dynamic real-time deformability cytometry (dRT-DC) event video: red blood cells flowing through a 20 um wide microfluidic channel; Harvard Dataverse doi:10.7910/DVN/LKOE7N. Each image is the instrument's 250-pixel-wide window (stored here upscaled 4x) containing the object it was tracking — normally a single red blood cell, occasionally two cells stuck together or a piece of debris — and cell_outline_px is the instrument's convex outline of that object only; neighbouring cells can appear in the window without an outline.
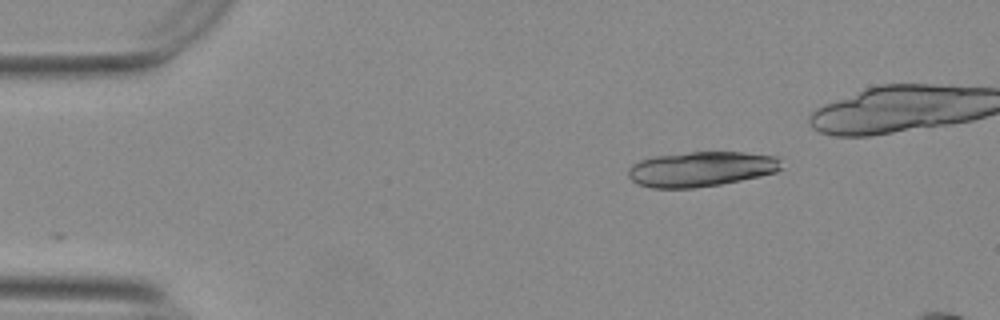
{"species": "Egyptian fruit bat (a non-hibernating species)", "species_latin": "Rousettus aegyptiacus", "temperature_condition": "warm", "stored_images_in_passage": 40, "camera_frame_rate_fps": 3000, "um_per_image_px": 0.085, "animal": {"sex": "female"}, "frame": {"image": 1, "passage_image": 1, "time_ms": 0.0, "image_size_px": [1000, 320], "cell_outline_px": [[784, 168], [776, 172], [760, 176], [720, 184], [692, 188], [652, 188], [640, 184], [632, 180], [628, 176], [628, 168], [632, 164], [640, 160], [656, 156], [688, 152], [744, 152], [776, 156], [780, 160]], "centroid_in_image_um": [59.62, 14.36], "position_along_channel_um": 25.4, "area_um2": 31.27}}
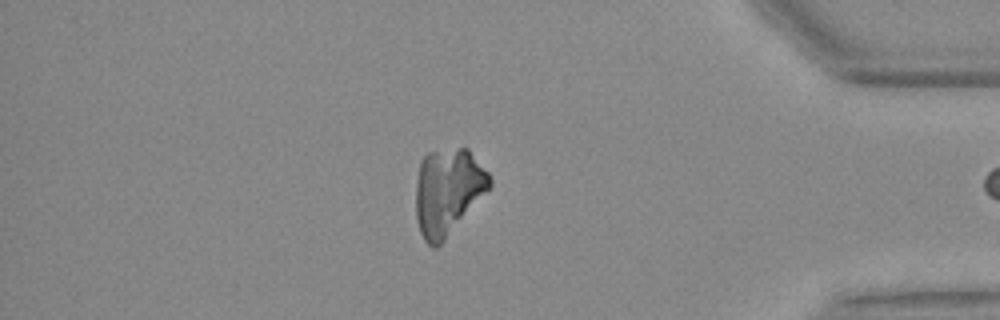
{"frame": {"image": 2, "passage_image": 39, "time_ms": 12.667, "image_size_px": [1000, 320], "cell_outline_px": [[492, 184], [444, 240], [436, 248], [432, 248], [424, 240], [420, 232], [416, 220], [416, 184], [420, 160], [428, 152], [460, 148], [468, 148], [488, 172], [492, 180]], "centroid_in_image_um": [38.04, 16.27], "position_along_channel_um": 397.2, "area_um2": 36.82}}